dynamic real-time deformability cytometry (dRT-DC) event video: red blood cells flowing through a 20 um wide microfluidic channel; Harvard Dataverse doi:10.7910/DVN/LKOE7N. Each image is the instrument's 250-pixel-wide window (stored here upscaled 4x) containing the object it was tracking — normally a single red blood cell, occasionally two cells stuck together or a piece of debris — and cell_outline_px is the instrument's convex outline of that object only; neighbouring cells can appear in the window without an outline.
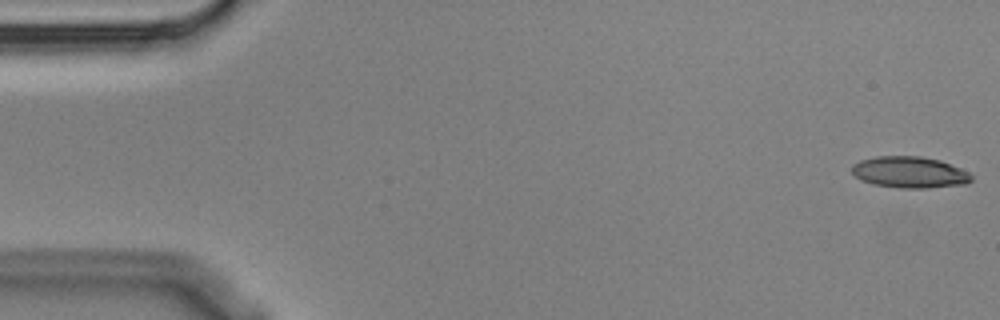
{"species": "Egyptian fruit bat (a non-hibernating species)", "species_latin": "Rousettus aegyptiacus", "temperature_condition": "cold", "stored_images_in_passage": 5, "camera_frame_rate_fps": 3000, "um_per_image_px": 0.085, "animal": {"sex": "male"}, "frame": {"image": 1, "passage_image": 1, "time_ms": 0.0, "image_size_px": [1000, 320], "cell_outline_px": [[972, 180], [964, 184], [928, 188], [900, 188], [872, 184], [860, 180], [852, 172], [852, 164], [860, 160], [876, 156], [920, 156], [940, 160], [960, 168], [968, 172], [972, 176]], "centroid_in_image_um": [77.29, 14.64], "position_along_channel_um": 7.7, "area_um2": 21.91}}
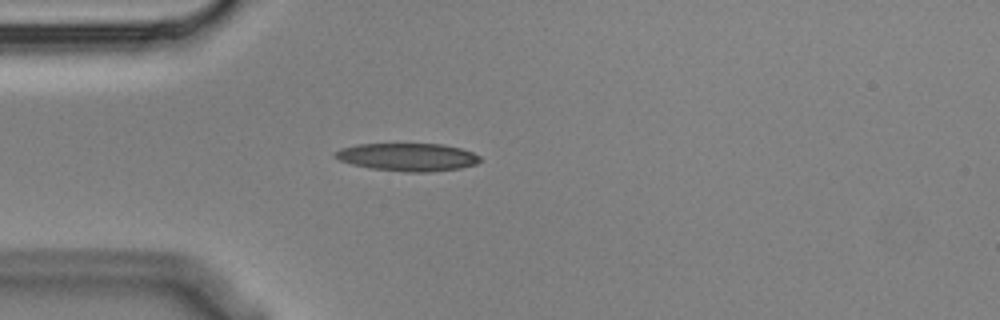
{"frame": {"image": 2, "passage_image": 5, "time_ms": 1.333, "image_size_px": [1000, 320], "cell_outline_px": [[480, 160], [476, 164], [460, 168], [428, 172], [408, 172], [372, 168], [352, 164], [340, 160], [336, 156], [336, 152], [340, 148], [356, 144], [444, 144], [460, 148], [472, 152], [480, 156]], "centroid_in_image_um": [34.68, 13.34], "position_along_channel_um": 50.3, "area_um2": 23.29}}